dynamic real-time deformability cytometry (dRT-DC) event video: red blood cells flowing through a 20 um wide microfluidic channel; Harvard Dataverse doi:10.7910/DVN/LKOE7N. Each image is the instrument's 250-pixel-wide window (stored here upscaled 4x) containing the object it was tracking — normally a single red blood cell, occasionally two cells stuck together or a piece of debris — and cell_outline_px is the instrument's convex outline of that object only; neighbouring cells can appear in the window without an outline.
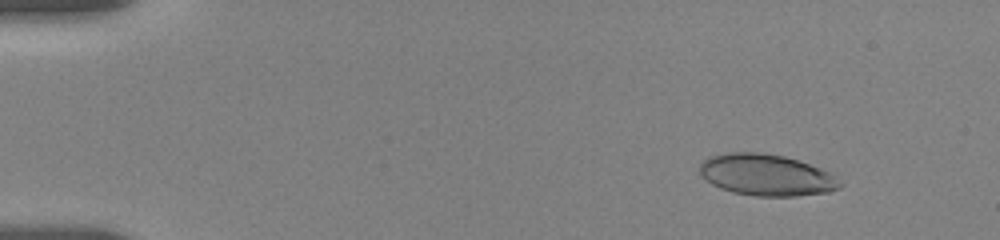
{"species": "human", "species_latin": "Homo sapiens", "temperature_condition": "room temperature", "stored_images_in_passage": 45, "camera_frame_rate_fps": 3000, "um_per_image_px": 0.085, "donor": {"sex": "female"}, "frame": {"image": 1, "passage_image": 4, "time_ms": 1.667, "image_size_px": [1000, 240], "cell_outline_px": [[844, 184], [840, 188], [828, 192], [796, 196], [756, 196], [732, 192], [720, 188], [712, 184], [700, 176], [700, 164], [708, 156], [728, 152], [760, 152], [784, 156], [800, 160], [820, 168], [836, 176]], "centroid_in_image_um": [65.15, 14.87], "position_along_channel_um": 19.9, "area_um2": 34.22}}
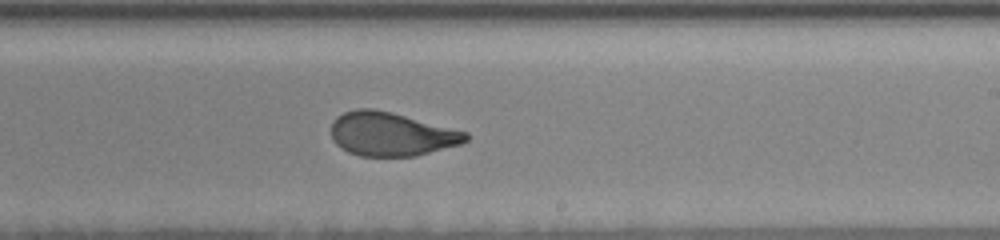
{"frame": {"image": 2, "passage_image": 22, "time_ms": 11.0, "image_size_px": [1000, 240], "cell_outline_px": [[468, 140], [460, 144], [416, 156], [360, 156], [348, 152], [336, 144], [332, 140], [332, 124], [336, 116], [344, 112], [356, 108], [372, 108], [392, 112], [468, 132]], "centroid_in_image_um": [33.24, 11.39], "position_along_channel_um": 255.8, "area_um2": 34.33}}
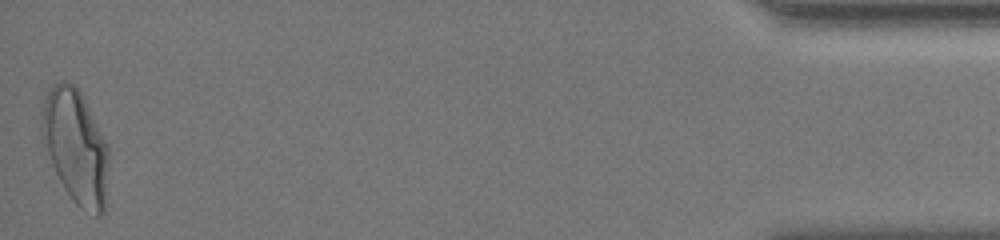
{"frame": {"image": 3, "passage_image": 45, "time_ms": 18.0, "image_size_px": [1000, 240], "cell_outline_px": [[108, 164], [104, 212], [100, 216], [96, 216], [80, 208], [72, 200], [64, 188], [56, 172], [40, 132], [40, 112], [44, 100], [52, 84], [60, 80], [64, 80], [80, 88], [108, 144]], "centroid_in_image_um": [6.43, 12.4], "position_along_channel_um": 428.8, "area_um2": 44.74}, "authors_computed_cell_mechanics": {"area_um2": 35.258, "velocity_mm_per_s": 3.6355, "shape_relaxation_time_tau1_ms": 10.3867, "shape_relaxation_time_tau2_ms": null, "deformation_change_tau1": 0.2528, "deformation_change_tau2": null}}